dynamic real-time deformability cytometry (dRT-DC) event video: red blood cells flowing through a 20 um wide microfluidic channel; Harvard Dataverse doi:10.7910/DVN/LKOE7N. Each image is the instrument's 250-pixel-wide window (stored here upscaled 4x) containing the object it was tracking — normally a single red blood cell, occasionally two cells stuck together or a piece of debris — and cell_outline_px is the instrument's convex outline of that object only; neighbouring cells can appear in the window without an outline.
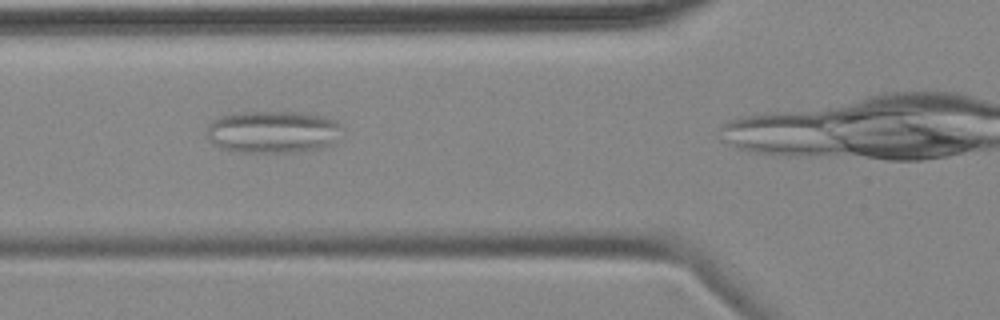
{"species": "common noctule bat (a hibernating species)", "species_latin": "Nyctalus noctula", "temperature_condition": "cold", "stored_images_in_passage": 5, "camera_frame_rate_fps": 3000, "um_per_image_px": 0.085, "animal": {"sex": "female", "body_mass_g": 18.4}, "frame": {"image": 1, "passage_image": 3, "time_ms": 2.333, "image_size_px": [1000, 320], "cell_outline_px": [[344, 128], [324, 148], [292, 152], [244, 152], [220, 148], [208, 140], [204, 132], [208, 124], [212, 120], [220, 116], [236, 112], [300, 112], [324, 116], [336, 120]], "centroid_in_image_um": [23.13, 11.19], "position_along_channel_um": 102.7, "area_um2": 33.58}}